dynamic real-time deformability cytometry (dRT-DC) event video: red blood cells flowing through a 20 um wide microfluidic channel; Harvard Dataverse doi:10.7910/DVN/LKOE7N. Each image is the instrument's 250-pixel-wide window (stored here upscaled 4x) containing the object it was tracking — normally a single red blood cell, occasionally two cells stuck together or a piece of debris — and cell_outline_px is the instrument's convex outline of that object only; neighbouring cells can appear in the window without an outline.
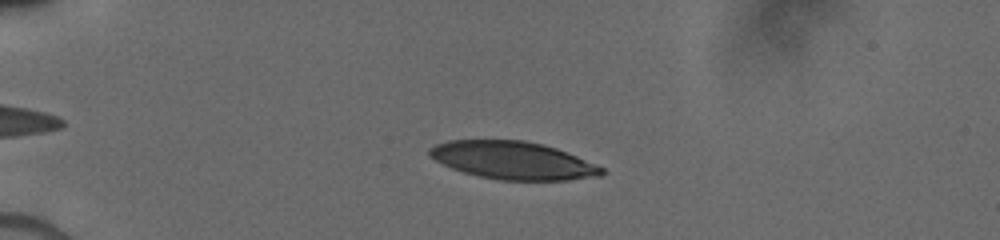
{"species": "human", "species_latin": "Homo sapiens", "temperature_condition": "cold", "stored_images_in_passage": 32, "camera_frame_rate_fps": 3000, "um_per_image_px": 0.085, "donor": {"sex": "male"}, "frame": {"image": 1, "passage_image": 7, "time_ms": 3.0, "image_size_px": [1000, 240], "cell_outline_px": [[604, 176], [568, 180], [500, 180], [480, 176], [464, 172], [452, 168], [436, 160], [428, 152], [428, 148], [436, 144], [448, 140], [524, 140], [544, 144], [556, 148], [596, 164], [604, 168]], "centroid_in_image_um": [43.64, 13.63], "position_along_channel_um": 41.4, "area_um2": 37.8}}
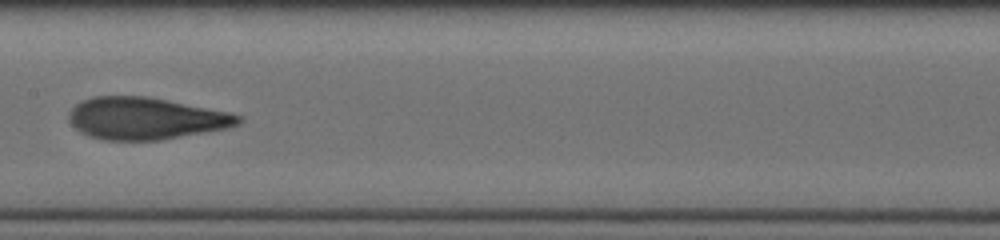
{"frame": {"image": 2, "passage_image": 17, "time_ms": 8.0, "image_size_px": [1000, 240], "cell_outline_px": [[244, 120], [240, 124], [228, 128], [160, 140], [104, 140], [88, 136], [80, 132], [68, 120], [68, 112], [76, 104], [92, 96], [148, 96], [232, 112], [244, 116]], "centroid_in_image_um": [12.42, 10.06], "position_along_channel_um": 195.0, "area_um2": 41.91}}
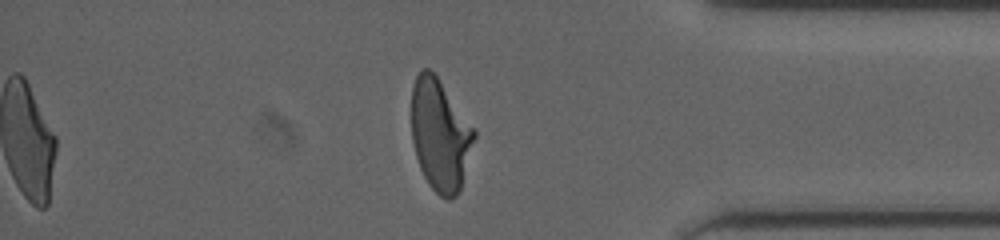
{"frame": {"image": 3, "passage_image": 28, "time_ms": 13.333, "image_size_px": [1000, 240], "cell_outline_px": [[476, 136], [460, 192], [452, 200], [448, 200], [440, 196], [428, 184], [420, 168], [416, 156], [412, 140], [412, 88], [416, 76], [420, 68], [428, 68], [436, 76], [476, 132]], "centroid_in_image_um": [37.4, 11.52], "position_along_channel_um": 397.8, "area_um2": 40.52}}